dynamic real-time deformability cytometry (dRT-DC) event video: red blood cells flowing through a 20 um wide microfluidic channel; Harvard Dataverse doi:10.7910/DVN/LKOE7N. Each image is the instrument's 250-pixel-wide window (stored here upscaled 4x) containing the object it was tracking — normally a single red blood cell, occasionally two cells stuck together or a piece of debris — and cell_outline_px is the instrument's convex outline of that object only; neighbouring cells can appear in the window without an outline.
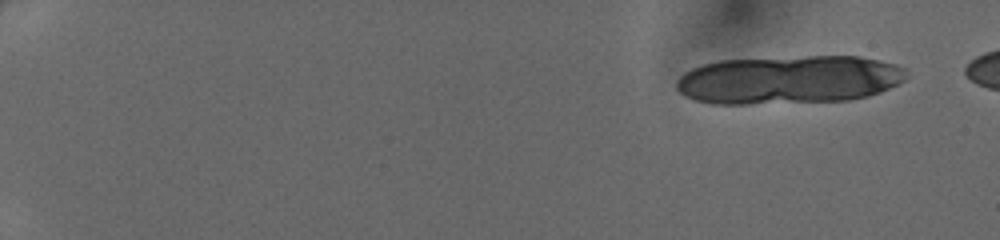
{"species": "human", "species_latin": "Homo sapiens", "temperature_condition": "cold", "stored_images_in_passage": 18, "camera_frame_rate_fps": 3000, "um_per_image_px": 0.085, "donor": {"sex": "female"}, "frame": {"image": 1, "passage_image": 1, "time_ms": 0.0, "image_size_px": [1000, 240], "cell_outline_px": [[908, 76], [904, 80], [880, 92], [868, 96], [848, 100], [748, 104], [712, 104], [696, 100], [684, 96], [676, 88], [676, 80], [684, 72], [692, 68], [704, 64], [720, 60], [808, 56], [860, 56], [896, 64], [904, 68]], "centroid_in_image_um": [67.04, 6.77], "position_along_channel_um": 18.0, "area_um2": 65.08}}